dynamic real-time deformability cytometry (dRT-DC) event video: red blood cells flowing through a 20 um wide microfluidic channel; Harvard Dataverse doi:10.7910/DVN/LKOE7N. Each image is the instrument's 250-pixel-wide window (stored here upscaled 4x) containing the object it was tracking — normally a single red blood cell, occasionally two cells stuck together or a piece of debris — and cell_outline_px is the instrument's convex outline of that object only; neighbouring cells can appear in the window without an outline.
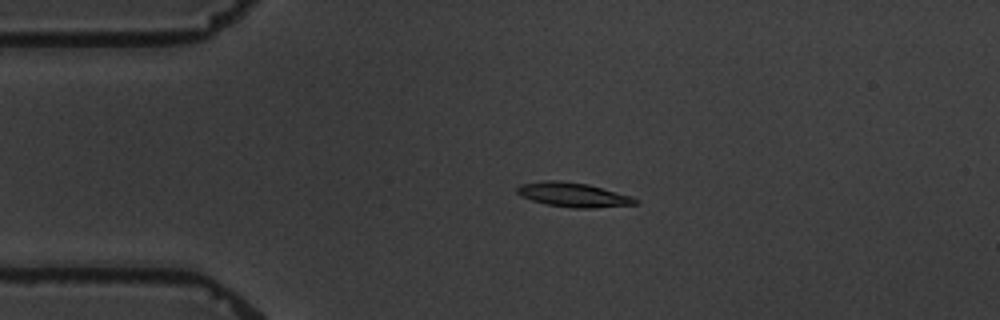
{"species": "common noctule bat (a hibernating species)", "species_latin": "Nyctalus noctula", "temperature_condition": "warm", "stored_images_in_passage": 4, "camera_frame_rate_fps": 3000, "um_per_image_px": 0.085, "animal": {"sex": "male", "body_mass_g": 19.5, "forearm_length_mm": 54.6}, "frame": {"image": 1, "passage_image": 3, "time_ms": 2.333, "image_size_px": [1000, 320], "cell_outline_px": [[640, 200], [636, 204], [596, 208], [572, 208], [548, 204], [532, 200], [520, 196], [516, 192], [516, 188], [520, 184], [544, 180], [560, 180], [588, 184], [632, 196]], "centroid_in_image_um": [48.72, 16.55], "position_along_channel_um": 36.3, "area_um2": 16.88}}